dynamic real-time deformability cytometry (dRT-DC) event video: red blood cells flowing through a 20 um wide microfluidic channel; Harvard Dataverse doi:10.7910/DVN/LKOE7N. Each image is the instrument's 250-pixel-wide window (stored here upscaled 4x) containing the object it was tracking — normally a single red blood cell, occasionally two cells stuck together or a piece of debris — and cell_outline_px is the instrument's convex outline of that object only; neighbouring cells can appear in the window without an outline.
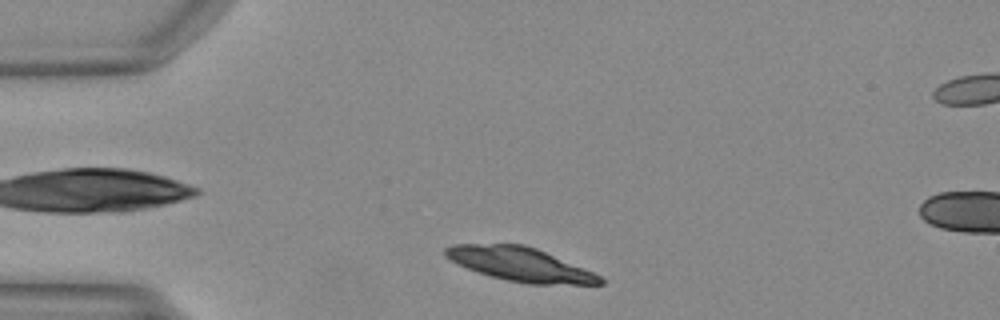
{"species": "Egyptian fruit bat (a non-hibernating species)", "species_latin": "Rousettus aegyptiacus", "temperature_condition": "warm", "stored_images_in_passage": 40, "camera_frame_rate_fps": 3000, "um_per_image_px": 0.085, "animal": {"sex": "female"}, "frame": {"image": 1, "passage_image": 2, "time_ms": 0.333, "image_size_px": [1000, 320], "cell_outline_px": [[604, 284], [528, 284], [508, 280], [476, 272], [456, 264], [444, 256], [444, 248], [452, 244], [524, 244], [536, 248], [592, 272], [600, 276], [604, 280]], "centroid_in_image_um": [44.14, 22.46], "position_along_channel_um": 40.9, "area_um2": 30.23}}
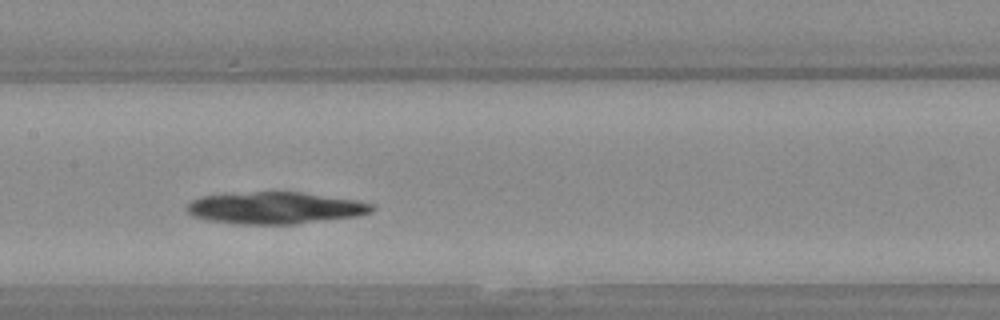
{"frame": {"image": 2, "passage_image": 15, "time_ms": 4.667, "image_size_px": [1000, 320], "cell_outline_px": [[372, 212], [356, 216], [296, 224], [232, 224], [192, 216], [188, 212], [188, 204], [192, 200], [200, 196], [252, 192], [300, 192], [356, 200], [372, 204]], "centroid_in_image_um": [23.37, 17.68], "position_along_channel_um": 184.0, "area_um2": 34.04}}
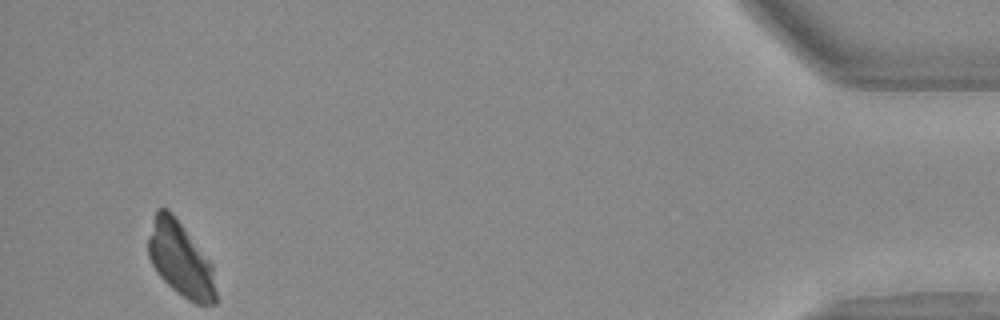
{"frame": {"image": 3, "passage_image": 38, "time_ms": 12.333, "image_size_px": [1000, 320], "cell_outline_px": [[216, 304], [196, 304], [188, 300], [176, 292], [156, 272], [148, 256], [148, 236], [156, 208], [168, 208], [212, 264], [216, 292]], "centroid_in_image_um": [15.32, 22.06], "position_along_channel_um": 419.9, "area_um2": 29.13}}